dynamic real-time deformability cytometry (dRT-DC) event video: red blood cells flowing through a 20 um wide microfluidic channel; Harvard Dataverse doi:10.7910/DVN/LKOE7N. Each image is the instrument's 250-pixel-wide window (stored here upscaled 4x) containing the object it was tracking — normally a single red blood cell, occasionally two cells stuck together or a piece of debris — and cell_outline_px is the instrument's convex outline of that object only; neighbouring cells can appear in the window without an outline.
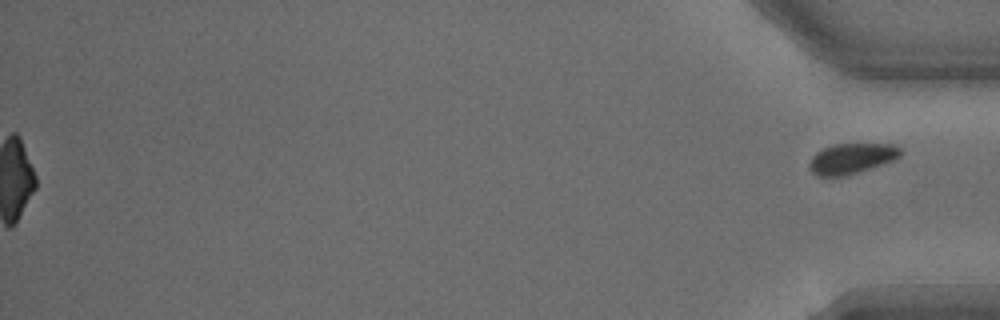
{"species": "common noctule bat (a hibernating species)", "species_latin": "Nyctalus noctula", "temperature_condition": "warm", "stored_images_in_passage": 28, "segment_of_instrument_passage": [2, 2], "camera_frame_rate_fps": 3000, "um_per_image_px": 0.085, "animal": {"sex": "male", "body_mass_g": 15.6}, "frame": {"image": 1, "passage_image": 28, "time_ms": 9.0, "image_size_px": [1000, 320], "cell_outline_px": [[904, 152], [900, 156], [892, 160], [844, 176], [816, 176], [808, 168], [808, 164], [812, 156], [816, 152], [832, 144], [892, 144], [900, 148]], "centroid_in_image_um": [72.34, 13.46], "position_along_channel_um": 362.9, "area_um2": 16.01}}